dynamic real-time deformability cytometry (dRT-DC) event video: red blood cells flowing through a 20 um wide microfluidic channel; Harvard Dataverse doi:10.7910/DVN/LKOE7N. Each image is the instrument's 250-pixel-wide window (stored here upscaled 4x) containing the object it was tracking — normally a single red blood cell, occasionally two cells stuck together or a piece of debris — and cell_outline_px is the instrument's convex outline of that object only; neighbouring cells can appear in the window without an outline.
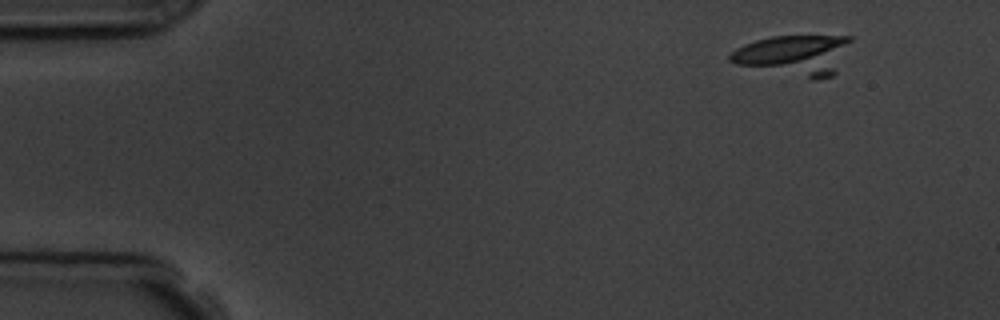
{"species": "common noctule bat (a hibernating species)", "species_latin": "Nyctalus noctula", "temperature_condition": "room temperature", "stored_images_in_passage": 5, "camera_frame_rate_fps": 3000, "um_per_image_px": 0.085, "animal": {"sex": "male", "body_mass_g": 19.5, "forearm_length_mm": 54.6}, "frame": {"image": 1, "passage_image": 2, "time_ms": 1.0, "image_size_px": [1000, 320], "cell_outline_px": [[852, 40], [836, 72], [832, 76], [816, 80], [812, 80], [736, 64], [728, 60], [728, 56], [736, 48], [744, 44], [756, 40], [772, 36], [852, 36]], "centroid_in_image_um": [67.53, 4.69], "position_along_channel_um": 17.5, "area_um2": 28.55}}
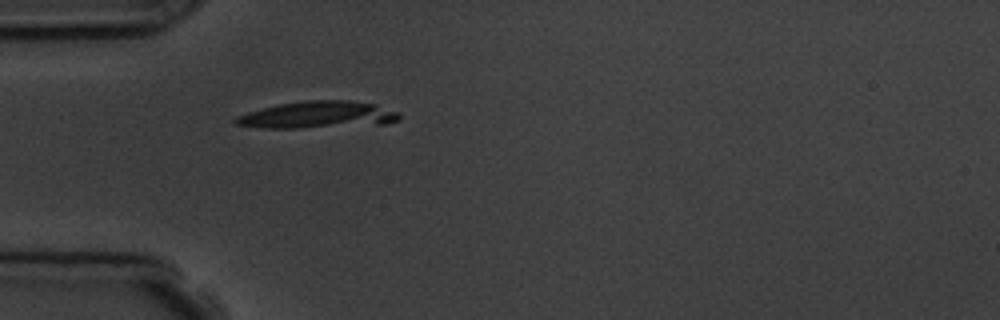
{"frame": {"image": 2, "passage_image": 5, "time_ms": 4.667, "image_size_px": [1000, 320], "cell_outline_px": [[400, 120], [388, 124], [296, 128], [264, 128], [232, 124], [232, 120], [236, 116], [248, 112], [280, 104], [304, 100], [348, 100], [376, 104], [400, 112]], "centroid_in_image_um": [27.05, 9.77], "position_along_channel_um": 57.9, "area_um2": 25.95}}